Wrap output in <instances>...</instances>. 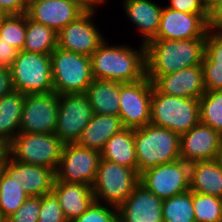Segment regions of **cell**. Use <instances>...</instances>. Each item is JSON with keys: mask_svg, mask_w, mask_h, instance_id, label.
Instances as JSON below:
<instances>
[{"mask_svg": "<svg viewBox=\"0 0 222 222\" xmlns=\"http://www.w3.org/2000/svg\"><path fill=\"white\" fill-rule=\"evenodd\" d=\"M107 43L104 40L90 56L94 79L131 83L147 77L145 44L135 50L129 45Z\"/></svg>", "mask_w": 222, "mask_h": 222, "instance_id": "obj_1", "label": "cell"}, {"mask_svg": "<svg viewBox=\"0 0 222 222\" xmlns=\"http://www.w3.org/2000/svg\"><path fill=\"white\" fill-rule=\"evenodd\" d=\"M205 43L206 38L150 40L146 44L147 78L154 82L161 75L201 65Z\"/></svg>", "mask_w": 222, "mask_h": 222, "instance_id": "obj_2", "label": "cell"}, {"mask_svg": "<svg viewBox=\"0 0 222 222\" xmlns=\"http://www.w3.org/2000/svg\"><path fill=\"white\" fill-rule=\"evenodd\" d=\"M138 173L181 159L180 135L164 127L147 124L134 129Z\"/></svg>", "mask_w": 222, "mask_h": 222, "instance_id": "obj_3", "label": "cell"}, {"mask_svg": "<svg viewBox=\"0 0 222 222\" xmlns=\"http://www.w3.org/2000/svg\"><path fill=\"white\" fill-rule=\"evenodd\" d=\"M151 124L182 135L200 123L199 99L160 93L153 85Z\"/></svg>", "mask_w": 222, "mask_h": 222, "instance_id": "obj_4", "label": "cell"}, {"mask_svg": "<svg viewBox=\"0 0 222 222\" xmlns=\"http://www.w3.org/2000/svg\"><path fill=\"white\" fill-rule=\"evenodd\" d=\"M50 56L54 92L58 95L86 93L94 80L91 57L59 47Z\"/></svg>", "mask_w": 222, "mask_h": 222, "instance_id": "obj_5", "label": "cell"}, {"mask_svg": "<svg viewBox=\"0 0 222 222\" xmlns=\"http://www.w3.org/2000/svg\"><path fill=\"white\" fill-rule=\"evenodd\" d=\"M139 179L136 170L101 158L92 185L94 199L119 208L139 184Z\"/></svg>", "mask_w": 222, "mask_h": 222, "instance_id": "obj_6", "label": "cell"}, {"mask_svg": "<svg viewBox=\"0 0 222 222\" xmlns=\"http://www.w3.org/2000/svg\"><path fill=\"white\" fill-rule=\"evenodd\" d=\"M64 144L56 134L18 133L5 152L15 161L57 170Z\"/></svg>", "mask_w": 222, "mask_h": 222, "instance_id": "obj_7", "label": "cell"}, {"mask_svg": "<svg viewBox=\"0 0 222 222\" xmlns=\"http://www.w3.org/2000/svg\"><path fill=\"white\" fill-rule=\"evenodd\" d=\"M10 70L15 91L25 95L54 91L49 54L19 51Z\"/></svg>", "mask_w": 222, "mask_h": 222, "instance_id": "obj_8", "label": "cell"}, {"mask_svg": "<svg viewBox=\"0 0 222 222\" xmlns=\"http://www.w3.org/2000/svg\"><path fill=\"white\" fill-rule=\"evenodd\" d=\"M139 183L162 200L180 195L190 190V164L179 159L148 168Z\"/></svg>", "mask_w": 222, "mask_h": 222, "instance_id": "obj_9", "label": "cell"}, {"mask_svg": "<svg viewBox=\"0 0 222 222\" xmlns=\"http://www.w3.org/2000/svg\"><path fill=\"white\" fill-rule=\"evenodd\" d=\"M100 159L101 152L95 149H88L77 143L64 144L59 165L55 171V181L92 186Z\"/></svg>", "mask_w": 222, "mask_h": 222, "instance_id": "obj_10", "label": "cell"}, {"mask_svg": "<svg viewBox=\"0 0 222 222\" xmlns=\"http://www.w3.org/2000/svg\"><path fill=\"white\" fill-rule=\"evenodd\" d=\"M153 82L144 78L136 82H120L119 117L123 126L138 129L151 123V96Z\"/></svg>", "mask_w": 222, "mask_h": 222, "instance_id": "obj_11", "label": "cell"}, {"mask_svg": "<svg viewBox=\"0 0 222 222\" xmlns=\"http://www.w3.org/2000/svg\"><path fill=\"white\" fill-rule=\"evenodd\" d=\"M92 115V106L86 93L59 95L55 134L63 144L76 143Z\"/></svg>", "mask_w": 222, "mask_h": 222, "instance_id": "obj_12", "label": "cell"}, {"mask_svg": "<svg viewBox=\"0 0 222 222\" xmlns=\"http://www.w3.org/2000/svg\"><path fill=\"white\" fill-rule=\"evenodd\" d=\"M59 110V95L49 93L26 94L19 133L55 134Z\"/></svg>", "mask_w": 222, "mask_h": 222, "instance_id": "obj_13", "label": "cell"}, {"mask_svg": "<svg viewBox=\"0 0 222 222\" xmlns=\"http://www.w3.org/2000/svg\"><path fill=\"white\" fill-rule=\"evenodd\" d=\"M209 14H193L163 7L159 29L153 39L189 40L206 38Z\"/></svg>", "mask_w": 222, "mask_h": 222, "instance_id": "obj_14", "label": "cell"}, {"mask_svg": "<svg viewBox=\"0 0 222 222\" xmlns=\"http://www.w3.org/2000/svg\"><path fill=\"white\" fill-rule=\"evenodd\" d=\"M94 14V12H83L74 21L61 29L57 33V47L91 56L105 40L92 20Z\"/></svg>", "mask_w": 222, "mask_h": 222, "instance_id": "obj_15", "label": "cell"}, {"mask_svg": "<svg viewBox=\"0 0 222 222\" xmlns=\"http://www.w3.org/2000/svg\"><path fill=\"white\" fill-rule=\"evenodd\" d=\"M1 170L16 179L29 197H41L52 193L56 179L55 170L13 160L6 152L0 162Z\"/></svg>", "mask_w": 222, "mask_h": 222, "instance_id": "obj_16", "label": "cell"}, {"mask_svg": "<svg viewBox=\"0 0 222 222\" xmlns=\"http://www.w3.org/2000/svg\"><path fill=\"white\" fill-rule=\"evenodd\" d=\"M221 153L222 135L203 123L180 136V157L189 164L219 159Z\"/></svg>", "mask_w": 222, "mask_h": 222, "instance_id": "obj_17", "label": "cell"}, {"mask_svg": "<svg viewBox=\"0 0 222 222\" xmlns=\"http://www.w3.org/2000/svg\"><path fill=\"white\" fill-rule=\"evenodd\" d=\"M162 205V199L139 183L118 208V218L122 222H163Z\"/></svg>", "mask_w": 222, "mask_h": 222, "instance_id": "obj_18", "label": "cell"}, {"mask_svg": "<svg viewBox=\"0 0 222 222\" xmlns=\"http://www.w3.org/2000/svg\"><path fill=\"white\" fill-rule=\"evenodd\" d=\"M153 85L162 94L182 98L199 99L205 93L201 65L161 75Z\"/></svg>", "mask_w": 222, "mask_h": 222, "instance_id": "obj_19", "label": "cell"}, {"mask_svg": "<svg viewBox=\"0 0 222 222\" xmlns=\"http://www.w3.org/2000/svg\"><path fill=\"white\" fill-rule=\"evenodd\" d=\"M84 11L71 0L28 2L27 16L56 33L79 17Z\"/></svg>", "mask_w": 222, "mask_h": 222, "instance_id": "obj_20", "label": "cell"}, {"mask_svg": "<svg viewBox=\"0 0 222 222\" xmlns=\"http://www.w3.org/2000/svg\"><path fill=\"white\" fill-rule=\"evenodd\" d=\"M123 8L130 22L138 28L141 44L146 45L157 35L163 7L152 0H123Z\"/></svg>", "mask_w": 222, "mask_h": 222, "instance_id": "obj_21", "label": "cell"}, {"mask_svg": "<svg viewBox=\"0 0 222 222\" xmlns=\"http://www.w3.org/2000/svg\"><path fill=\"white\" fill-rule=\"evenodd\" d=\"M52 193L69 222L83 214L95 201L92 186L55 181Z\"/></svg>", "mask_w": 222, "mask_h": 222, "instance_id": "obj_22", "label": "cell"}, {"mask_svg": "<svg viewBox=\"0 0 222 222\" xmlns=\"http://www.w3.org/2000/svg\"><path fill=\"white\" fill-rule=\"evenodd\" d=\"M124 128L119 116L93 113L91 121L84 128L76 143L101 152L107 141Z\"/></svg>", "mask_w": 222, "mask_h": 222, "instance_id": "obj_23", "label": "cell"}, {"mask_svg": "<svg viewBox=\"0 0 222 222\" xmlns=\"http://www.w3.org/2000/svg\"><path fill=\"white\" fill-rule=\"evenodd\" d=\"M190 190L222 196V164L219 159L190 163Z\"/></svg>", "mask_w": 222, "mask_h": 222, "instance_id": "obj_24", "label": "cell"}, {"mask_svg": "<svg viewBox=\"0 0 222 222\" xmlns=\"http://www.w3.org/2000/svg\"><path fill=\"white\" fill-rule=\"evenodd\" d=\"M86 94L93 113L119 116L120 82L94 79Z\"/></svg>", "mask_w": 222, "mask_h": 222, "instance_id": "obj_25", "label": "cell"}, {"mask_svg": "<svg viewBox=\"0 0 222 222\" xmlns=\"http://www.w3.org/2000/svg\"><path fill=\"white\" fill-rule=\"evenodd\" d=\"M25 94L13 91L0 99V142L6 147L19 133Z\"/></svg>", "mask_w": 222, "mask_h": 222, "instance_id": "obj_26", "label": "cell"}, {"mask_svg": "<svg viewBox=\"0 0 222 222\" xmlns=\"http://www.w3.org/2000/svg\"><path fill=\"white\" fill-rule=\"evenodd\" d=\"M101 158L132 168L138 172L134 129L124 128L114 134L101 151Z\"/></svg>", "mask_w": 222, "mask_h": 222, "instance_id": "obj_27", "label": "cell"}, {"mask_svg": "<svg viewBox=\"0 0 222 222\" xmlns=\"http://www.w3.org/2000/svg\"><path fill=\"white\" fill-rule=\"evenodd\" d=\"M57 47V33L40 23L31 20L26 14V37L22 51L51 54Z\"/></svg>", "mask_w": 222, "mask_h": 222, "instance_id": "obj_28", "label": "cell"}, {"mask_svg": "<svg viewBox=\"0 0 222 222\" xmlns=\"http://www.w3.org/2000/svg\"><path fill=\"white\" fill-rule=\"evenodd\" d=\"M29 198L22 185L0 171V216L5 221Z\"/></svg>", "mask_w": 222, "mask_h": 222, "instance_id": "obj_29", "label": "cell"}, {"mask_svg": "<svg viewBox=\"0 0 222 222\" xmlns=\"http://www.w3.org/2000/svg\"><path fill=\"white\" fill-rule=\"evenodd\" d=\"M163 222H196L192 202V191L163 200Z\"/></svg>", "mask_w": 222, "mask_h": 222, "instance_id": "obj_30", "label": "cell"}, {"mask_svg": "<svg viewBox=\"0 0 222 222\" xmlns=\"http://www.w3.org/2000/svg\"><path fill=\"white\" fill-rule=\"evenodd\" d=\"M200 123L222 135V90L205 91L199 98Z\"/></svg>", "mask_w": 222, "mask_h": 222, "instance_id": "obj_31", "label": "cell"}, {"mask_svg": "<svg viewBox=\"0 0 222 222\" xmlns=\"http://www.w3.org/2000/svg\"><path fill=\"white\" fill-rule=\"evenodd\" d=\"M26 37V14L7 15L0 22V38L22 51Z\"/></svg>", "mask_w": 222, "mask_h": 222, "instance_id": "obj_32", "label": "cell"}, {"mask_svg": "<svg viewBox=\"0 0 222 222\" xmlns=\"http://www.w3.org/2000/svg\"><path fill=\"white\" fill-rule=\"evenodd\" d=\"M192 202L196 222H217L222 220L219 197L192 192Z\"/></svg>", "mask_w": 222, "mask_h": 222, "instance_id": "obj_33", "label": "cell"}, {"mask_svg": "<svg viewBox=\"0 0 222 222\" xmlns=\"http://www.w3.org/2000/svg\"><path fill=\"white\" fill-rule=\"evenodd\" d=\"M117 218L118 208L94 201L83 214L71 222H114Z\"/></svg>", "mask_w": 222, "mask_h": 222, "instance_id": "obj_34", "label": "cell"}, {"mask_svg": "<svg viewBox=\"0 0 222 222\" xmlns=\"http://www.w3.org/2000/svg\"><path fill=\"white\" fill-rule=\"evenodd\" d=\"M38 222H69L53 193L41 196Z\"/></svg>", "mask_w": 222, "mask_h": 222, "instance_id": "obj_35", "label": "cell"}, {"mask_svg": "<svg viewBox=\"0 0 222 222\" xmlns=\"http://www.w3.org/2000/svg\"><path fill=\"white\" fill-rule=\"evenodd\" d=\"M201 67L205 91L222 90V61H210L204 55Z\"/></svg>", "mask_w": 222, "mask_h": 222, "instance_id": "obj_36", "label": "cell"}, {"mask_svg": "<svg viewBox=\"0 0 222 222\" xmlns=\"http://www.w3.org/2000/svg\"><path fill=\"white\" fill-rule=\"evenodd\" d=\"M41 197H29L5 222H38Z\"/></svg>", "mask_w": 222, "mask_h": 222, "instance_id": "obj_37", "label": "cell"}, {"mask_svg": "<svg viewBox=\"0 0 222 222\" xmlns=\"http://www.w3.org/2000/svg\"><path fill=\"white\" fill-rule=\"evenodd\" d=\"M204 55L210 61H222V28L209 27Z\"/></svg>", "mask_w": 222, "mask_h": 222, "instance_id": "obj_38", "label": "cell"}, {"mask_svg": "<svg viewBox=\"0 0 222 222\" xmlns=\"http://www.w3.org/2000/svg\"><path fill=\"white\" fill-rule=\"evenodd\" d=\"M167 7L176 11L193 14H209L200 0H169Z\"/></svg>", "mask_w": 222, "mask_h": 222, "instance_id": "obj_39", "label": "cell"}, {"mask_svg": "<svg viewBox=\"0 0 222 222\" xmlns=\"http://www.w3.org/2000/svg\"><path fill=\"white\" fill-rule=\"evenodd\" d=\"M0 7L7 15H22L27 13L28 0H0Z\"/></svg>", "mask_w": 222, "mask_h": 222, "instance_id": "obj_40", "label": "cell"}, {"mask_svg": "<svg viewBox=\"0 0 222 222\" xmlns=\"http://www.w3.org/2000/svg\"><path fill=\"white\" fill-rule=\"evenodd\" d=\"M19 50L0 38V67L10 68L18 55Z\"/></svg>", "mask_w": 222, "mask_h": 222, "instance_id": "obj_41", "label": "cell"}, {"mask_svg": "<svg viewBox=\"0 0 222 222\" xmlns=\"http://www.w3.org/2000/svg\"><path fill=\"white\" fill-rule=\"evenodd\" d=\"M13 91L10 68L0 67V99Z\"/></svg>", "mask_w": 222, "mask_h": 222, "instance_id": "obj_42", "label": "cell"}, {"mask_svg": "<svg viewBox=\"0 0 222 222\" xmlns=\"http://www.w3.org/2000/svg\"><path fill=\"white\" fill-rule=\"evenodd\" d=\"M208 24L211 28H222V0L209 13Z\"/></svg>", "mask_w": 222, "mask_h": 222, "instance_id": "obj_43", "label": "cell"}, {"mask_svg": "<svg viewBox=\"0 0 222 222\" xmlns=\"http://www.w3.org/2000/svg\"><path fill=\"white\" fill-rule=\"evenodd\" d=\"M75 3L79 8H81L84 12H94L97 9V6L102 4L107 0H71Z\"/></svg>", "mask_w": 222, "mask_h": 222, "instance_id": "obj_44", "label": "cell"}, {"mask_svg": "<svg viewBox=\"0 0 222 222\" xmlns=\"http://www.w3.org/2000/svg\"><path fill=\"white\" fill-rule=\"evenodd\" d=\"M200 1L208 13H210L220 2V0H200Z\"/></svg>", "mask_w": 222, "mask_h": 222, "instance_id": "obj_45", "label": "cell"}, {"mask_svg": "<svg viewBox=\"0 0 222 222\" xmlns=\"http://www.w3.org/2000/svg\"><path fill=\"white\" fill-rule=\"evenodd\" d=\"M6 147L3 144H0V162L5 154Z\"/></svg>", "mask_w": 222, "mask_h": 222, "instance_id": "obj_46", "label": "cell"}, {"mask_svg": "<svg viewBox=\"0 0 222 222\" xmlns=\"http://www.w3.org/2000/svg\"><path fill=\"white\" fill-rule=\"evenodd\" d=\"M7 16L5 11L0 7V22Z\"/></svg>", "mask_w": 222, "mask_h": 222, "instance_id": "obj_47", "label": "cell"}, {"mask_svg": "<svg viewBox=\"0 0 222 222\" xmlns=\"http://www.w3.org/2000/svg\"><path fill=\"white\" fill-rule=\"evenodd\" d=\"M42 1H47V0H28V2H42Z\"/></svg>", "mask_w": 222, "mask_h": 222, "instance_id": "obj_48", "label": "cell"}, {"mask_svg": "<svg viewBox=\"0 0 222 222\" xmlns=\"http://www.w3.org/2000/svg\"><path fill=\"white\" fill-rule=\"evenodd\" d=\"M219 160H220V162L222 164V153L220 154Z\"/></svg>", "mask_w": 222, "mask_h": 222, "instance_id": "obj_49", "label": "cell"}, {"mask_svg": "<svg viewBox=\"0 0 222 222\" xmlns=\"http://www.w3.org/2000/svg\"><path fill=\"white\" fill-rule=\"evenodd\" d=\"M114 222H122L119 218H117Z\"/></svg>", "mask_w": 222, "mask_h": 222, "instance_id": "obj_50", "label": "cell"}, {"mask_svg": "<svg viewBox=\"0 0 222 222\" xmlns=\"http://www.w3.org/2000/svg\"><path fill=\"white\" fill-rule=\"evenodd\" d=\"M220 202H221V208H222V196L220 197Z\"/></svg>", "mask_w": 222, "mask_h": 222, "instance_id": "obj_51", "label": "cell"}, {"mask_svg": "<svg viewBox=\"0 0 222 222\" xmlns=\"http://www.w3.org/2000/svg\"><path fill=\"white\" fill-rule=\"evenodd\" d=\"M0 222H5V221L1 218V216H0Z\"/></svg>", "mask_w": 222, "mask_h": 222, "instance_id": "obj_52", "label": "cell"}]
</instances>
